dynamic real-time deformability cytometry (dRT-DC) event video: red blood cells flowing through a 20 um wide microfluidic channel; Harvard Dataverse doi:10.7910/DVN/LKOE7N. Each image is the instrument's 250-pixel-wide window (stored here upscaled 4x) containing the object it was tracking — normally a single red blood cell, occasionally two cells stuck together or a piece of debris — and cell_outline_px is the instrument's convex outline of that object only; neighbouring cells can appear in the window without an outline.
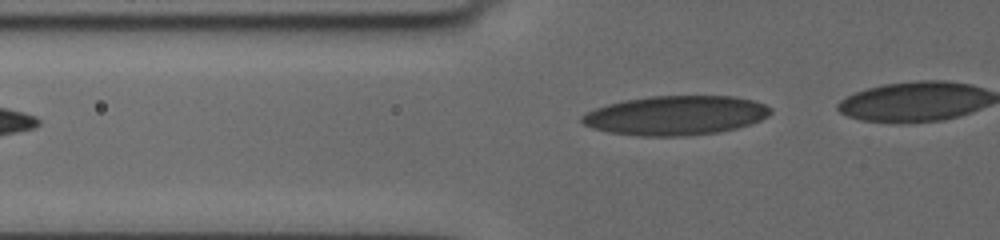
{"species": "human", "species_latin": "Homo sapiens", "temperature_condition": "cold", "stored_images_in_passage": 17, "camera_frame_rate_fps": 3000, "um_per_image_px": 0.085, "donor": {"sex": "female"}, "frame": {"image": 1, "passage_image": 3, "time_ms": 0.667, "image_size_px": [1000, 240], "cell_outline_px": [[772, 112], [768, 116], [752, 124], [736, 128], [716, 132], [688, 136], [640, 136], [608, 132], [592, 128], [584, 124], [580, 120], [580, 116], [596, 108], [608, 104], [624, 100], [652, 96], [736, 96], [752, 100], [764, 104], [772, 108]], "centroid_in_image_um": [57.44, 9.81], "position_along_channel_um": 68.4, "area_um2": 43.29}}
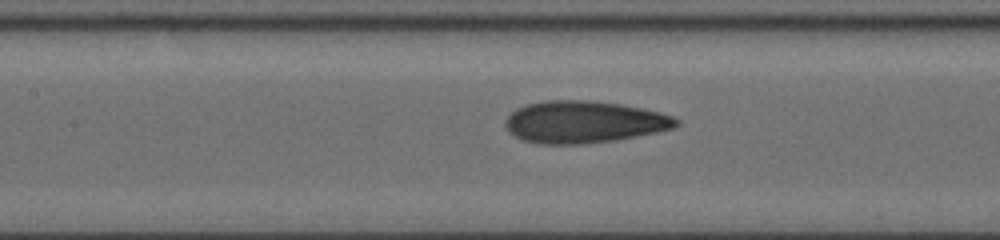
{"frame": {"image": 2, "passage_image": 11, "time_ms": 3.333, "image_size_px": [1000, 240], "cell_outline_px": [[680, 124], [672, 128], [656, 132], [616, 140], [580, 144], [540, 144], [524, 140], [508, 132], [504, 124], [504, 120], [516, 108], [528, 104], [544, 100], [592, 100], [620, 104], [660, 112], [672, 116], [680, 120]], "centroid_in_image_um": [49.61, 10.36], "position_along_channel_um": 157.8, "area_um2": 41.91}}
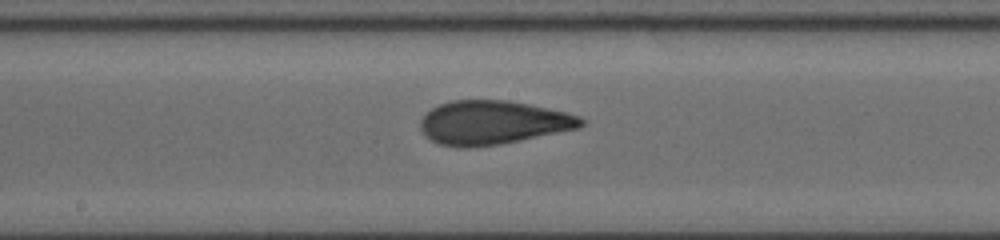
{"frame": {"image": 3, "passage_image": 15, "time_ms": 4.667, "image_size_px": [1000, 240], "cell_outline_px": [[584, 124], [580, 128], [500, 144], [468, 148], [456, 148], [440, 144], [432, 140], [420, 128], [420, 120], [432, 108], [440, 104], [452, 100], [508, 100], [568, 112], [580, 116], [584, 120]], "centroid_in_image_um": [41.92, 10.42], "position_along_channel_um": 206.3, "area_um2": 40.98}}